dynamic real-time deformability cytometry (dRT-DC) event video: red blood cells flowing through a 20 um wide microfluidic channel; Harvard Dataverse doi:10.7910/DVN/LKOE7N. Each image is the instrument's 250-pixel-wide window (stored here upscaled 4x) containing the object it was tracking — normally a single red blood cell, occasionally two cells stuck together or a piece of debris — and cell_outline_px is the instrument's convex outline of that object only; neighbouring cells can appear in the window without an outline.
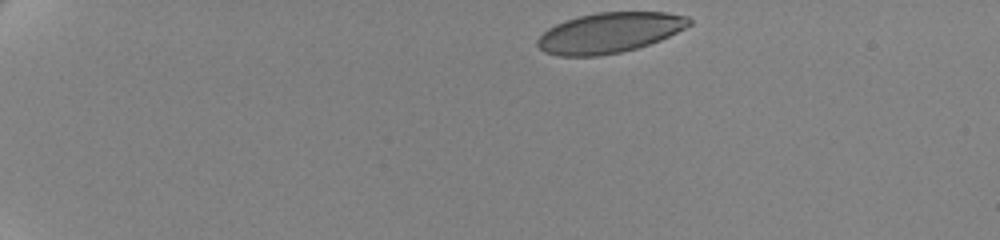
{"species": "human", "species_latin": "Homo sapiens", "temperature_condition": "cold", "stored_images_in_passage": 46, "camera_frame_rate_fps": 3000, "um_per_image_px": 0.085, "donor": {"sex": "female"}, "frame": {"image": 1, "passage_image": 1, "time_ms": 0.0, "image_size_px": [1000, 240], "cell_outline_px": [[692, 24], [660, 40], [636, 48], [620, 52], [600, 56], [556, 56], [544, 52], [536, 44], [536, 40], [548, 28], [564, 20], [596, 12], [668, 12], [688, 16], [692, 20]], "centroid_in_image_um": [51.79, 2.78], "position_along_channel_um": 33.2, "area_um2": 35.66}}
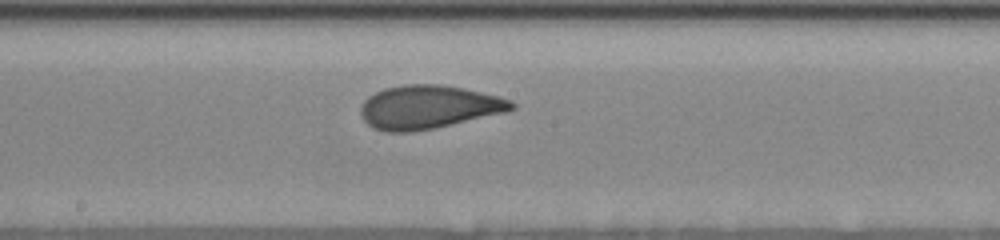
{"frame": {"image": 2, "passage_image": 25, "time_ms": 8.0, "image_size_px": [1000, 240], "cell_outline_px": [[516, 108], [504, 112], [432, 128], [412, 132], [388, 132], [372, 128], [360, 116], [360, 104], [368, 96], [384, 88], [404, 84], [440, 84], [464, 88], [500, 96], [512, 100], [516, 104]], "centroid_in_image_um": [36.39, 9.08], "position_along_channel_um": 211.8, "area_um2": 38.26}}
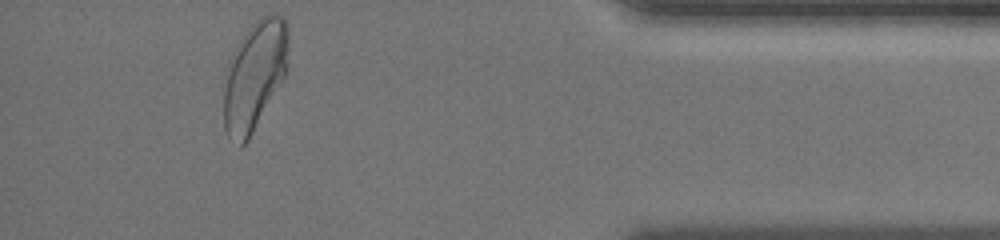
{"frame": {"image": 3, "passage_image": 45, "time_ms": 14.667, "image_size_px": [1000, 240], "cell_outline_px": [[288, 68], [284, 76], [248, 140], [240, 148], [228, 140], [224, 128], [224, 88], [228, 60], [232, 52], [248, 28], [260, 16], [272, 12], [284, 16], [288, 24]], "centroid_in_image_um": [21.63, 6.4], "position_along_channel_um": 413.6, "area_um2": 41.56}, "authors_computed_cell_mechanics": {"area_um2": 37.5411, "velocity_mm_per_s": 3.4775, "shape_relaxation_time_tau1_ms": 5.0966, "shape_relaxation_time_tau2_ms": 0.7146, "deformation_change_tau1": 0.1471, "deformation_change_tau2": 0.0551}}